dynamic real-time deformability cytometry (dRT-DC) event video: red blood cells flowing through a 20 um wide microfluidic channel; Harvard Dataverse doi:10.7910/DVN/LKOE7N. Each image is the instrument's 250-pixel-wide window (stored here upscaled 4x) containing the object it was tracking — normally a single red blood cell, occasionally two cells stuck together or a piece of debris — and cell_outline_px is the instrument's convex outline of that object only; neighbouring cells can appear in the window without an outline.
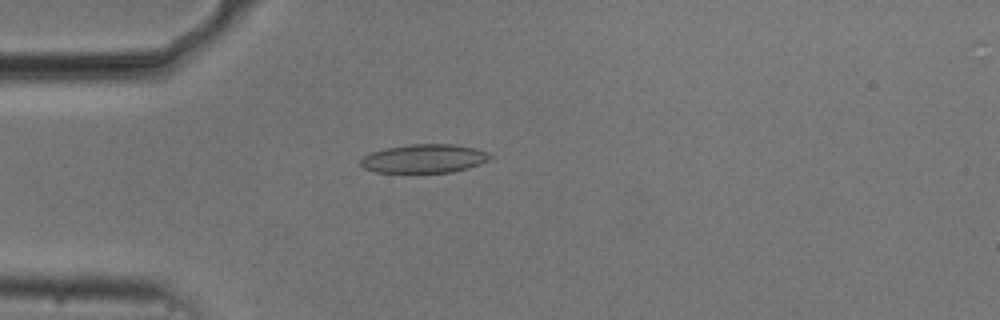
{"species": "common noctule bat (a hibernating species)", "species_latin": "Nyctalus noctula", "temperature_condition": "cold", "stored_images_in_passage": 46, "camera_frame_rate_fps": 3000, "um_per_image_px": 0.085, "animal": {"sex": "male", "body_mass_g": 20.5, "forearm_length_mm": 52.5}, "frame": {"image": 1, "passage_image": 7, "time_ms": 2.0, "image_size_px": [1000, 320], "cell_outline_px": [[492, 156], [488, 160], [480, 164], [468, 168], [452, 172], [376, 172], [364, 168], [360, 164], [360, 160], [364, 156], [372, 152], [388, 148], [412, 144], [456, 144], [476, 148], [488, 152]], "centroid_in_image_um": [36.09, 13.47], "position_along_channel_um": 48.9, "area_um2": 21.5}}
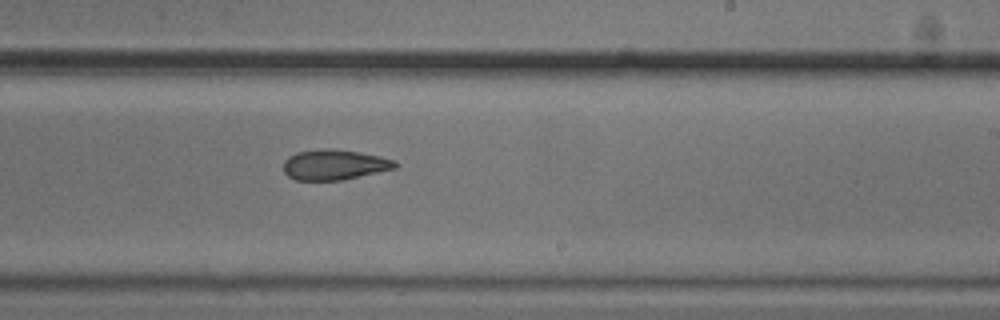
{"frame": {"image": 2, "passage_image": 25, "time_ms": 8.0, "image_size_px": [1000, 320], "cell_outline_px": [[400, 164], [396, 168], [344, 180], [296, 180], [288, 176], [284, 172], [284, 160], [288, 156], [296, 152], [328, 148], [360, 152], [380, 156], [396, 160]], "centroid_in_image_um": [28.45, 14.0], "position_along_channel_um": 260.5, "area_um2": 19.88}}
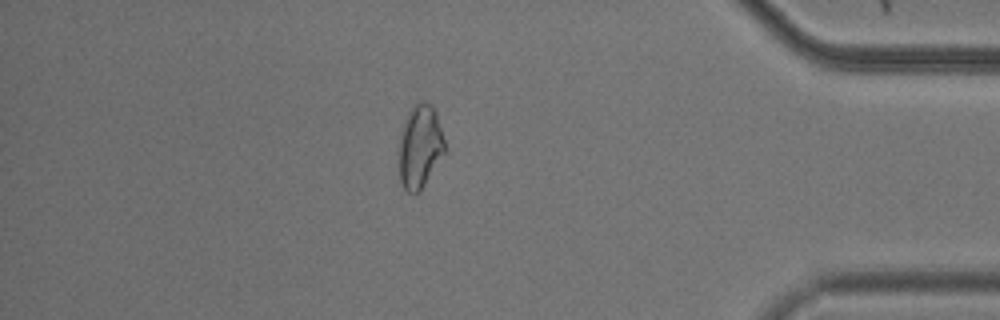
{"frame": {"image": 3, "passage_image": 39, "time_ms": 12.667, "image_size_px": [1000, 320], "cell_outline_px": [[444, 152], [420, 192], [412, 196], [400, 184], [396, 148], [400, 132], [404, 120], [408, 112], [420, 100], [424, 100], [432, 104], [436, 112], [444, 140]], "centroid_in_image_um": [35.62, 12.48], "position_along_channel_um": 399.6, "area_um2": 22.89}, "authors_computed_cell_mechanics": {"area_um2": 21.0103, "velocity_mm_per_s": 3.7234, "shape_relaxation_time_tau1_ms": null, "shape_relaxation_time_tau2_ms": 6.5178, "deformation_change_tau1": null, "deformation_change_tau2": 0.1224}}